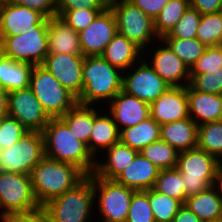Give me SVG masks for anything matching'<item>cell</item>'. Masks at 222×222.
<instances>
[{
  "label": "cell",
  "instance_id": "7a4b0ae2",
  "mask_svg": "<svg viewBox=\"0 0 222 222\" xmlns=\"http://www.w3.org/2000/svg\"><path fill=\"white\" fill-rule=\"evenodd\" d=\"M123 72L110 65L100 55L83 60V91L78 104L103 107L122 90ZM101 101V102H100ZM97 102V103H96ZM100 102V103H99Z\"/></svg>",
  "mask_w": 222,
  "mask_h": 222
},
{
  "label": "cell",
  "instance_id": "d590c367",
  "mask_svg": "<svg viewBox=\"0 0 222 222\" xmlns=\"http://www.w3.org/2000/svg\"><path fill=\"white\" fill-rule=\"evenodd\" d=\"M149 205L156 222H172L183 203L158 191L147 190Z\"/></svg>",
  "mask_w": 222,
  "mask_h": 222
},
{
  "label": "cell",
  "instance_id": "44dd1931",
  "mask_svg": "<svg viewBox=\"0 0 222 222\" xmlns=\"http://www.w3.org/2000/svg\"><path fill=\"white\" fill-rule=\"evenodd\" d=\"M159 168L140 152L134 160L114 180L136 191L153 188Z\"/></svg>",
  "mask_w": 222,
  "mask_h": 222
},
{
  "label": "cell",
  "instance_id": "277c9868",
  "mask_svg": "<svg viewBox=\"0 0 222 222\" xmlns=\"http://www.w3.org/2000/svg\"><path fill=\"white\" fill-rule=\"evenodd\" d=\"M94 198L92 173L73 189L47 202L42 209L48 222H91L96 212Z\"/></svg>",
  "mask_w": 222,
  "mask_h": 222
},
{
  "label": "cell",
  "instance_id": "d6986e66",
  "mask_svg": "<svg viewBox=\"0 0 222 222\" xmlns=\"http://www.w3.org/2000/svg\"><path fill=\"white\" fill-rule=\"evenodd\" d=\"M45 18L38 11L7 0L0 11V37L28 32Z\"/></svg>",
  "mask_w": 222,
  "mask_h": 222
},
{
  "label": "cell",
  "instance_id": "11a10c76",
  "mask_svg": "<svg viewBox=\"0 0 222 222\" xmlns=\"http://www.w3.org/2000/svg\"><path fill=\"white\" fill-rule=\"evenodd\" d=\"M209 222H222V219L216 221H209Z\"/></svg>",
  "mask_w": 222,
  "mask_h": 222
},
{
  "label": "cell",
  "instance_id": "484cf974",
  "mask_svg": "<svg viewBox=\"0 0 222 222\" xmlns=\"http://www.w3.org/2000/svg\"><path fill=\"white\" fill-rule=\"evenodd\" d=\"M198 125L190 118L161 125L160 139L179 153L197 147Z\"/></svg>",
  "mask_w": 222,
  "mask_h": 222
},
{
  "label": "cell",
  "instance_id": "e575fe53",
  "mask_svg": "<svg viewBox=\"0 0 222 222\" xmlns=\"http://www.w3.org/2000/svg\"><path fill=\"white\" fill-rule=\"evenodd\" d=\"M140 153L160 170L177 167L179 152L167 142L159 139L145 146Z\"/></svg>",
  "mask_w": 222,
  "mask_h": 222
},
{
  "label": "cell",
  "instance_id": "f1b7e54d",
  "mask_svg": "<svg viewBox=\"0 0 222 222\" xmlns=\"http://www.w3.org/2000/svg\"><path fill=\"white\" fill-rule=\"evenodd\" d=\"M161 125L151 117L136 126H130L120 131V142L133 150L140 152L145 146L160 139Z\"/></svg>",
  "mask_w": 222,
  "mask_h": 222
},
{
  "label": "cell",
  "instance_id": "8992f818",
  "mask_svg": "<svg viewBox=\"0 0 222 222\" xmlns=\"http://www.w3.org/2000/svg\"><path fill=\"white\" fill-rule=\"evenodd\" d=\"M29 88L49 118H60L78 103L77 98L41 65L33 66Z\"/></svg>",
  "mask_w": 222,
  "mask_h": 222
},
{
  "label": "cell",
  "instance_id": "74e56055",
  "mask_svg": "<svg viewBox=\"0 0 222 222\" xmlns=\"http://www.w3.org/2000/svg\"><path fill=\"white\" fill-rule=\"evenodd\" d=\"M189 86L194 91L222 95V67L204 74H190Z\"/></svg>",
  "mask_w": 222,
  "mask_h": 222
},
{
  "label": "cell",
  "instance_id": "ffe728a7",
  "mask_svg": "<svg viewBox=\"0 0 222 222\" xmlns=\"http://www.w3.org/2000/svg\"><path fill=\"white\" fill-rule=\"evenodd\" d=\"M49 54L82 55L79 33L60 16L48 18Z\"/></svg>",
  "mask_w": 222,
  "mask_h": 222
},
{
  "label": "cell",
  "instance_id": "2e32d148",
  "mask_svg": "<svg viewBox=\"0 0 222 222\" xmlns=\"http://www.w3.org/2000/svg\"><path fill=\"white\" fill-rule=\"evenodd\" d=\"M148 64L170 87H186L190 81V69L161 39ZM163 44V45H162Z\"/></svg>",
  "mask_w": 222,
  "mask_h": 222
},
{
  "label": "cell",
  "instance_id": "db71d44e",
  "mask_svg": "<svg viewBox=\"0 0 222 222\" xmlns=\"http://www.w3.org/2000/svg\"><path fill=\"white\" fill-rule=\"evenodd\" d=\"M218 46H220L222 48V36H221Z\"/></svg>",
  "mask_w": 222,
  "mask_h": 222
},
{
  "label": "cell",
  "instance_id": "ee69618b",
  "mask_svg": "<svg viewBox=\"0 0 222 222\" xmlns=\"http://www.w3.org/2000/svg\"><path fill=\"white\" fill-rule=\"evenodd\" d=\"M56 15L62 16L68 10L80 8L105 9L108 7L106 0H55Z\"/></svg>",
  "mask_w": 222,
  "mask_h": 222
},
{
  "label": "cell",
  "instance_id": "7c38bea8",
  "mask_svg": "<svg viewBox=\"0 0 222 222\" xmlns=\"http://www.w3.org/2000/svg\"><path fill=\"white\" fill-rule=\"evenodd\" d=\"M142 58L137 64L123 72L122 91L151 104L170 86ZM134 68V69H133ZM129 70H131L129 72ZM132 72V73H131ZM126 74V75H125Z\"/></svg>",
  "mask_w": 222,
  "mask_h": 222
},
{
  "label": "cell",
  "instance_id": "7402d4cb",
  "mask_svg": "<svg viewBox=\"0 0 222 222\" xmlns=\"http://www.w3.org/2000/svg\"><path fill=\"white\" fill-rule=\"evenodd\" d=\"M189 116L199 126L222 120V95L194 91L186 86Z\"/></svg>",
  "mask_w": 222,
  "mask_h": 222
},
{
  "label": "cell",
  "instance_id": "9c48e42d",
  "mask_svg": "<svg viewBox=\"0 0 222 222\" xmlns=\"http://www.w3.org/2000/svg\"><path fill=\"white\" fill-rule=\"evenodd\" d=\"M94 199L97 200L96 210L105 222H126L130 201L136 191L117 183L97 177L93 173ZM98 197V198H97Z\"/></svg>",
  "mask_w": 222,
  "mask_h": 222
},
{
  "label": "cell",
  "instance_id": "4dcf8cb0",
  "mask_svg": "<svg viewBox=\"0 0 222 222\" xmlns=\"http://www.w3.org/2000/svg\"><path fill=\"white\" fill-rule=\"evenodd\" d=\"M189 6V0H169L154 19V29L159 39L170 33Z\"/></svg>",
  "mask_w": 222,
  "mask_h": 222
},
{
  "label": "cell",
  "instance_id": "f546056e",
  "mask_svg": "<svg viewBox=\"0 0 222 222\" xmlns=\"http://www.w3.org/2000/svg\"><path fill=\"white\" fill-rule=\"evenodd\" d=\"M60 119L69 127L74 137L84 142L89 150V139L94 124V106L77 103Z\"/></svg>",
  "mask_w": 222,
  "mask_h": 222
},
{
  "label": "cell",
  "instance_id": "5b68a950",
  "mask_svg": "<svg viewBox=\"0 0 222 222\" xmlns=\"http://www.w3.org/2000/svg\"><path fill=\"white\" fill-rule=\"evenodd\" d=\"M108 6L114 13L117 32L145 51L144 57H149L146 50L153 48H149V44H155V39L157 42L160 40L154 29V20L128 0H112Z\"/></svg>",
  "mask_w": 222,
  "mask_h": 222
},
{
  "label": "cell",
  "instance_id": "bcb514c9",
  "mask_svg": "<svg viewBox=\"0 0 222 222\" xmlns=\"http://www.w3.org/2000/svg\"><path fill=\"white\" fill-rule=\"evenodd\" d=\"M11 3L23 5L40 12L46 18L56 16L55 0H8Z\"/></svg>",
  "mask_w": 222,
  "mask_h": 222
},
{
  "label": "cell",
  "instance_id": "30bf717a",
  "mask_svg": "<svg viewBox=\"0 0 222 222\" xmlns=\"http://www.w3.org/2000/svg\"><path fill=\"white\" fill-rule=\"evenodd\" d=\"M44 157L42 132L28 131L18 142L0 150V171L30 175Z\"/></svg>",
  "mask_w": 222,
  "mask_h": 222
},
{
  "label": "cell",
  "instance_id": "1f68e13d",
  "mask_svg": "<svg viewBox=\"0 0 222 222\" xmlns=\"http://www.w3.org/2000/svg\"><path fill=\"white\" fill-rule=\"evenodd\" d=\"M197 147L222 162V120L198 126Z\"/></svg>",
  "mask_w": 222,
  "mask_h": 222
},
{
  "label": "cell",
  "instance_id": "f6af8a7d",
  "mask_svg": "<svg viewBox=\"0 0 222 222\" xmlns=\"http://www.w3.org/2000/svg\"><path fill=\"white\" fill-rule=\"evenodd\" d=\"M0 222H48V218L41 207L27 212H9L1 214Z\"/></svg>",
  "mask_w": 222,
  "mask_h": 222
},
{
  "label": "cell",
  "instance_id": "8d00e7d4",
  "mask_svg": "<svg viewBox=\"0 0 222 222\" xmlns=\"http://www.w3.org/2000/svg\"><path fill=\"white\" fill-rule=\"evenodd\" d=\"M222 36V11L202 15L196 38L206 47L218 46Z\"/></svg>",
  "mask_w": 222,
  "mask_h": 222
},
{
  "label": "cell",
  "instance_id": "8fae6325",
  "mask_svg": "<svg viewBox=\"0 0 222 222\" xmlns=\"http://www.w3.org/2000/svg\"><path fill=\"white\" fill-rule=\"evenodd\" d=\"M38 208L29 174L0 171V215Z\"/></svg>",
  "mask_w": 222,
  "mask_h": 222
},
{
  "label": "cell",
  "instance_id": "d4e9b609",
  "mask_svg": "<svg viewBox=\"0 0 222 222\" xmlns=\"http://www.w3.org/2000/svg\"><path fill=\"white\" fill-rule=\"evenodd\" d=\"M104 153H102L104 155L103 159L106 160L99 161L96 159L94 174L100 178L114 180L126 167H128L139 152L119 141L106 149Z\"/></svg>",
  "mask_w": 222,
  "mask_h": 222
},
{
  "label": "cell",
  "instance_id": "4fadbf2b",
  "mask_svg": "<svg viewBox=\"0 0 222 222\" xmlns=\"http://www.w3.org/2000/svg\"><path fill=\"white\" fill-rule=\"evenodd\" d=\"M7 115L15 118L27 131L42 132L50 120L30 88L8 93Z\"/></svg>",
  "mask_w": 222,
  "mask_h": 222
},
{
  "label": "cell",
  "instance_id": "6da1fadb",
  "mask_svg": "<svg viewBox=\"0 0 222 222\" xmlns=\"http://www.w3.org/2000/svg\"><path fill=\"white\" fill-rule=\"evenodd\" d=\"M42 135L46 157L74 165L86 176L94 173L96 159L60 118H50Z\"/></svg>",
  "mask_w": 222,
  "mask_h": 222
},
{
  "label": "cell",
  "instance_id": "f5cc1de1",
  "mask_svg": "<svg viewBox=\"0 0 222 222\" xmlns=\"http://www.w3.org/2000/svg\"><path fill=\"white\" fill-rule=\"evenodd\" d=\"M6 1H7V0H0V11H1V9L3 8V6H4V4H5Z\"/></svg>",
  "mask_w": 222,
  "mask_h": 222
},
{
  "label": "cell",
  "instance_id": "816d5d0a",
  "mask_svg": "<svg viewBox=\"0 0 222 222\" xmlns=\"http://www.w3.org/2000/svg\"><path fill=\"white\" fill-rule=\"evenodd\" d=\"M8 92L0 87V119L7 115Z\"/></svg>",
  "mask_w": 222,
  "mask_h": 222
},
{
  "label": "cell",
  "instance_id": "ba28073f",
  "mask_svg": "<svg viewBox=\"0 0 222 222\" xmlns=\"http://www.w3.org/2000/svg\"><path fill=\"white\" fill-rule=\"evenodd\" d=\"M220 161L196 147L178 154L177 169L181 173L188 196L209 189Z\"/></svg>",
  "mask_w": 222,
  "mask_h": 222
},
{
  "label": "cell",
  "instance_id": "f35d334b",
  "mask_svg": "<svg viewBox=\"0 0 222 222\" xmlns=\"http://www.w3.org/2000/svg\"><path fill=\"white\" fill-rule=\"evenodd\" d=\"M126 222H155L147 190L133 193Z\"/></svg>",
  "mask_w": 222,
  "mask_h": 222
},
{
  "label": "cell",
  "instance_id": "3957f363",
  "mask_svg": "<svg viewBox=\"0 0 222 222\" xmlns=\"http://www.w3.org/2000/svg\"><path fill=\"white\" fill-rule=\"evenodd\" d=\"M34 196L42 207L50 200L73 189L86 175L76 166L44 157L32 170Z\"/></svg>",
  "mask_w": 222,
  "mask_h": 222
},
{
  "label": "cell",
  "instance_id": "60d3db41",
  "mask_svg": "<svg viewBox=\"0 0 222 222\" xmlns=\"http://www.w3.org/2000/svg\"><path fill=\"white\" fill-rule=\"evenodd\" d=\"M27 129L15 118L6 115L0 119V144L1 150L8 148L19 141L26 134Z\"/></svg>",
  "mask_w": 222,
  "mask_h": 222
},
{
  "label": "cell",
  "instance_id": "681fc988",
  "mask_svg": "<svg viewBox=\"0 0 222 222\" xmlns=\"http://www.w3.org/2000/svg\"><path fill=\"white\" fill-rule=\"evenodd\" d=\"M172 222H202L192 211L184 204L178 210Z\"/></svg>",
  "mask_w": 222,
  "mask_h": 222
},
{
  "label": "cell",
  "instance_id": "b9f144b4",
  "mask_svg": "<svg viewBox=\"0 0 222 222\" xmlns=\"http://www.w3.org/2000/svg\"><path fill=\"white\" fill-rule=\"evenodd\" d=\"M104 9L80 8L66 11L61 18L77 33L85 30Z\"/></svg>",
  "mask_w": 222,
  "mask_h": 222
},
{
  "label": "cell",
  "instance_id": "ab89813d",
  "mask_svg": "<svg viewBox=\"0 0 222 222\" xmlns=\"http://www.w3.org/2000/svg\"><path fill=\"white\" fill-rule=\"evenodd\" d=\"M201 18L202 15L196 9L189 6L170 33L164 37L196 38L197 28Z\"/></svg>",
  "mask_w": 222,
  "mask_h": 222
},
{
  "label": "cell",
  "instance_id": "7dc6e473",
  "mask_svg": "<svg viewBox=\"0 0 222 222\" xmlns=\"http://www.w3.org/2000/svg\"><path fill=\"white\" fill-rule=\"evenodd\" d=\"M133 5L140 8L146 15L153 20L162 11L169 0H128Z\"/></svg>",
  "mask_w": 222,
  "mask_h": 222
},
{
  "label": "cell",
  "instance_id": "83f0119b",
  "mask_svg": "<svg viewBox=\"0 0 222 222\" xmlns=\"http://www.w3.org/2000/svg\"><path fill=\"white\" fill-rule=\"evenodd\" d=\"M184 205L202 222L222 219V199L212 186L203 192L188 196Z\"/></svg>",
  "mask_w": 222,
  "mask_h": 222
},
{
  "label": "cell",
  "instance_id": "7bdbcfd3",
  "mask_svg": "<svg viewBox=\"0 0 222 222\" xmlns=\"http://www.w3.org/2000/svg\"><path fill=\"white\" fill-rule=\"evenodd\" d=\"M222 67V48L220 46L207 47L204 54L190 69V74H204L208 70Z\"/></svg>",
  "mask_w": 222,
  "mask_h": 222
},
{
  "label": "cell",
  "instance_id": "5bb4252c",
  "mask_svg": "<svg viewBox=\"0 0 222 222\" xmlns=\"http://www.w3.org/2000/svg\"><path fill=\"white\" fill-rule=\"evenodd\" d=\"M83 55L48 54L41 66L77 99L83 91Z\"/></svg>",
  "mask_w": 222,
  "mask_h": 222
},
{
  "label": "cell",
  "instance_id": "f907efd6",
  "mask_svg": "<svg viewBox=\"0 0 222 222\" xmlns=\"http://www.w3.org/2000/svg\"><path fill=\"white\" fill-rule=\"evenodd\" d=\"M212 187L222 199V162L217 167Z\"/></svg>",
  "mask_w": 222,
  "mask_h": 222
},
{
  "label": "cell",
  "instance_id": "603a6c76",
  "mask_svg": "<svg viewBox=\"0 0 222 222\" xmlns=\"http://www.w3.org/2000/svg\"><path fill=\"white\" fill-rule=\"evenodd\" d=\"M104 110L105 108L100 112V106L98 108L94 106V124L89 139V152L95 159L96 156H99L97 155L99 152L102 154L106 149L120 141L119 128L112 116Z\"/></svg>",
  "mask_w": 222,
  "mask_h": 222
},
{
  "label": "cell",
  "instance_id": "cb8c5ba5",
  "mask_svg": "<svg viewBox=\"0 0 222 222\" xmlns=\"http://www.w3.org/2000/svg\"><path fill=\"white\" fill-rule=\"evenodd\" d=\"M143 52L134 42L116 32L100 56L124 72L143 58Z\"/></svg>",
  "mask_w": 222,
  "mask_h": 222
},
{
  "label": "cell",
  "instance_id": "c3c4849f",
  "mask_svg": "<svg viewBox=\"0 0 222 222\" xmlns=\"http://www.w3.org/2000/svg\"><path fill=\"white\" fill-rule=\"evenodd\" d=\"M189 2L190 7L196 9L201 15L222 11V0H189Z\"/></svg>",
  "mask_w": 222,
  "mask_h": 222
},
{
  "label": "cell",
  "instance_id": "e0dca14e",
  "mask_svg": "<svg viewBox=\"0 0 222 222\" xmlns=\"http://www.w3.org/2000/svg\"><path fill=\"white\" fill-rule=\"evenodd\" d=\"M150 117L159 125L190 117L186 87L167 89L150 104Z\"/></svg>",
  "mask_w": 222,
  "mask_h": 222
},
{
  "label": "cell",
  "instance_id": "836d02e7",
  "mask_svg": "<svg viewBox=\"0 0 222 222\" xmlns=\"http://www.w3.org/2000/svg\"><path fill=\"white\" fill-rule=\"evenodd\" d=\"M152 189L185 203L184 180L177 168L159 170Z\"/></svg>",
  "mask_w": 222,
  "mask_h": 222
},
{
  "label": "cell",
  "instance_id": "d6a6232c",
  "mask_svg": "<svg viewBox=\"0 0 222 222\" xmlns=\"http://www.w3.org/2000/svg\"><path fill=\"white\" fill-rule=\"evenodd\" d=\"M170 49L191 69L196 61L204 54L206 46L197 38L163 37Z\"/></svg>",
  "mask_w": 222,
  "mask_h": 222
},
{
  "label": "cell",
  "instance_id": "4316f807",
  "mask_svg": "<svg viewBox=\"0 0 222 222\" xmlns=\"http://www.w3.org/2000/svg\"><path fill=\"white\" fill-rule=\"evenodd\" d=\"M33 66L15 61L0 51V87L8 93L29 88Z\"/></svg>",
  "mask_w": 222,
  "mask_h": 222
},
{
  "label": "cell",
  "instance_id": "9a60e30c",
  "mask_svg": "<svg viewBox=\"0 0 222 222\" xmlns=\"http://www.w3.org/2000/svg\"><path fill=\"white\" fill-rule=\"evenodd\" d=\"M116 32V19L108 6L85 30L79 32L82 55L84 57L101 55Z\"/></svg>",
  "mask_w": 222,
  "mask_h": 222
},
{
  "label": "cell",
  "instance_id": "ac0fdd59",
  "mask_svg": "<svg viewBox=\"0 0 222 222\" xmlns=\"http://www.w3.org/2000/svg\"><path fill=\"white\" fill-rule=\"evenodd\" d=\"M108 104L105 111H109L120 131L150 117V104L122 90Z\"/></svg>",
  "mask_w": 222,
  "mask_h": 222
},
{
  "label": "cell",
  "instance_id": "52a82bcc",
  "mask_svg": "<svg viewBox=\"0 0 222 222\" xmlns=\"http://www.w3.org/2000/svg\"><path fill=\"white\" fill-rule=\"evenodd\" d=\"M48 18L18 35L0 37V51L11 59L41 65L48 52Z\"/></svg>",
  "mask_w": 222,
  "mask_h": 222
}]
</instances>
